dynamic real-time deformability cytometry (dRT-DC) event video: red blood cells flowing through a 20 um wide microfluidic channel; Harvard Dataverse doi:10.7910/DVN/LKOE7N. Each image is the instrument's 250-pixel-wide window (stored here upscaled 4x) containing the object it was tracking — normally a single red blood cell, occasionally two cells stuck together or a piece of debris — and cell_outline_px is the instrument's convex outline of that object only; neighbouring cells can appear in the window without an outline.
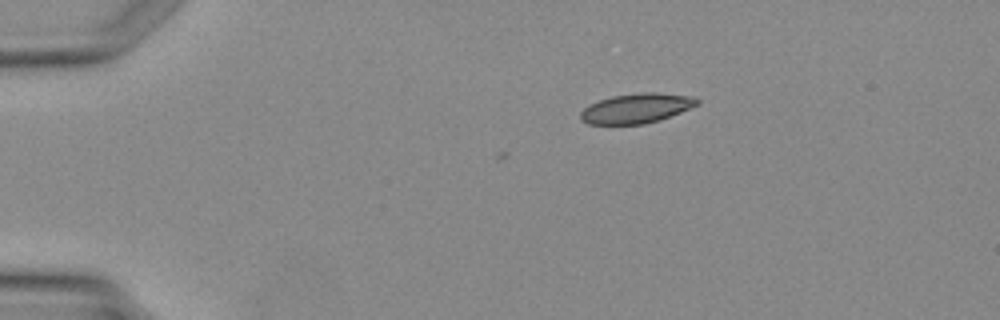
{"species": "Egyptian fruit bat (a non-hibernating species)", "species_latin": "Rousettus aegyptiacus", "temperature_condition": "warm", "stored_images_in_passage": 2, "camera_frame_rate_fps": 3000, "um_per_image_px": 0.085, "animal": {"sex": "female"}, "frame": {"image": 1, "passage_image": 1, "time_ms": 0.0, "image_size_px": [1000, 320], "cell_outline_px": [[700, 104], [660, 120], [644, 124], [588, 124], [580, 120], [580, 112], [584, 108], [600, 100], [612, 96], [644, 92], [656, 92], [696, 96], [700, 100]], "centroid_in_image_um": [54.14, 9.2], "position_along_channel_um": 30.9, "area_um2": 20.29}}